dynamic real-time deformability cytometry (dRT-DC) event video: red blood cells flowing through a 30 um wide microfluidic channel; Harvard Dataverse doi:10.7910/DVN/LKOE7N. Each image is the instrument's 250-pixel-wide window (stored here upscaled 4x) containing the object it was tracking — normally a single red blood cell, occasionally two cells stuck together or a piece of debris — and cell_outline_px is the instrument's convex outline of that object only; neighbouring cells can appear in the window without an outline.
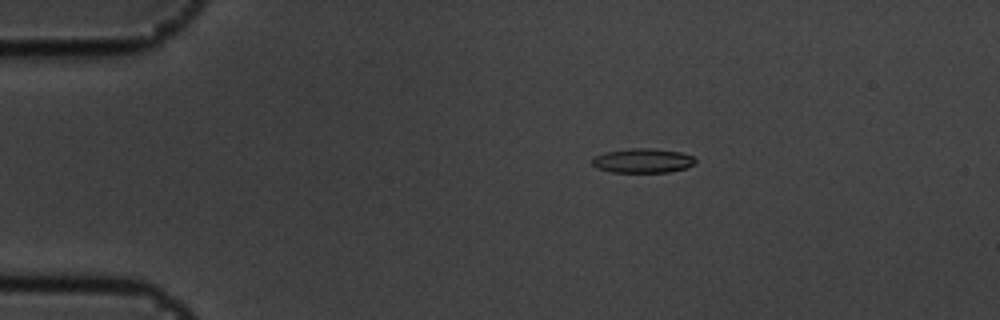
{"species": "common noctule bat (a hibernating species)", "species_latin": "Nyctalus noctula", "temperature_condition": "cold", "stored_images_in_passage": 4, "camera_frame_rate_fps": 3000, "um_per_image_px": 0.085, "animal": {"sex": "male", "body_mass_g": 19.5, "forearm_length_mm": 54.6}, "frame": {"image": 1, "passage_image": 2, "time_ms": 0.333, "image_size_px": [1000, 320], "cell_outline_px": [[696, 164], [684, 168], [668, 172], [612, 172], [596, 168], [592, 164], [592, 160], [596, 156], [604, 152], [632, 148], [652, 148], [680, 152], [692, 156], [696, 160]], "centroid_in_image_um": [54.63, 13.65], "position_along_channel_um": 30.4, "area_um2": 14.62}}